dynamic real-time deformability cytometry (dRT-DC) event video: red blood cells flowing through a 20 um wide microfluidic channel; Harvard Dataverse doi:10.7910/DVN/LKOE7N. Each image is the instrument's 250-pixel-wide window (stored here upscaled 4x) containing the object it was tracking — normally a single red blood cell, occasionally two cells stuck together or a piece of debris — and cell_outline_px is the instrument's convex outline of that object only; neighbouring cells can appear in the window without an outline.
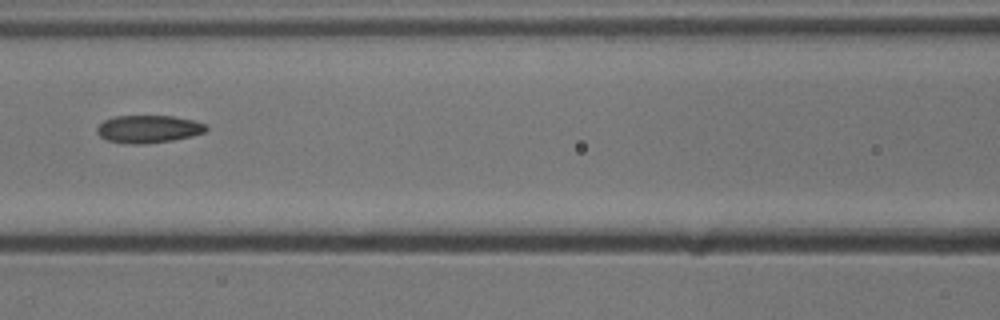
{"species": "common noctule bat (a hibernating species)", "species_latin": "Nyctalus noctula", "temperature_condition": "cold", "stored_images_in_passage": 7, "camera_frame_rate_fps": 3000, "um_per_image_px": 0.085, "animal": {"sex": "male", "body_mass_g": 13.3}, "frame": {"image": 1, "passage_image": 7, "time_ms": 2.0, "image_size_px": [1000, 320], "cell_outline_px": [[208, 128], [204, 132], [192, 136], [172, 140], [144, 144], [132, 144], [108, 140], [100, 136], [96, 132], [96, 128], [104, 120], [116, 116], [172, 116], [192, 120], [208, 124]], "centroid_in_image_um": [12.63, 10.96], "position_along_channel_um": 154.0, "area_um2": 17.51}}